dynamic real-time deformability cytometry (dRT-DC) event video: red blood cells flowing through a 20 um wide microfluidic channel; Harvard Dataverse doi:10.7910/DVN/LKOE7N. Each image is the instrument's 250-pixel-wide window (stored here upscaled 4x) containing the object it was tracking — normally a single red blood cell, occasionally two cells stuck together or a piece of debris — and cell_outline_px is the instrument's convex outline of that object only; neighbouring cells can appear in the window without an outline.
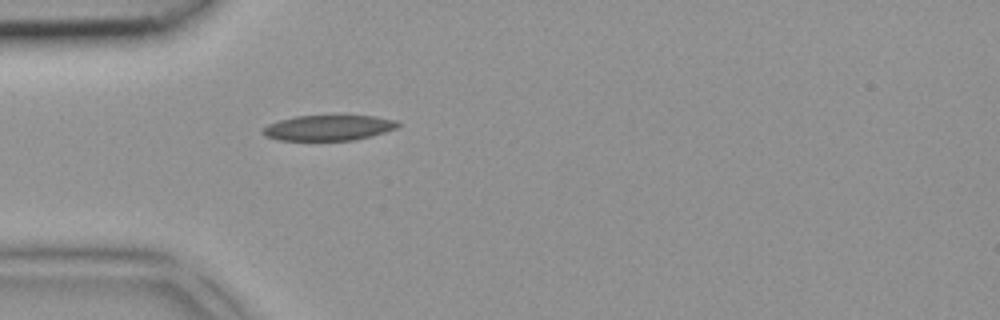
{"species": "common noctule bat (a hibernating species)", "species_latin": "Nyctalus noctula", "temperature_condition": "room temperature", "stored_images_in_passage": 1, "camera_frame_rate_fps": 3000, "um_per_image_px": 0.085, "animal": {"sex": "female", "body_mass_g": 18.4}, "frame": {"image": 1, "passage_image": 1, "time_ms": 0.0, "image_size_px": [1000, 320], "cell_outline_px": [[400, 124], [396, 128], [372, 136], [356, 140], [280, 140], [264, 136], [260, 132], [268, 124], [280, 120], [296, 116], [344, 112], [376, 116], [396, 120]], "centroid_in_image_um": [27.97, 10.8], "position_along_channel_um": 57.0, "area_um2": 21.1}}